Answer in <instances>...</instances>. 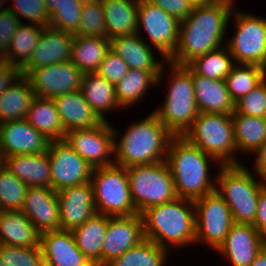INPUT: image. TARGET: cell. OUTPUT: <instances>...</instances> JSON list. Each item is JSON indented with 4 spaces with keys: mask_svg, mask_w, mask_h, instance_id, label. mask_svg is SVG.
<instances>
[{
    "mask_svg": "<svg viewBox=\"0 0 266 266\" xmlns=\"http://www.w3.org/2000/svg\"><path fill=\"white\" fill-rule=\"evenodd\" d=\"M235 1L195 5L191 14L180 22L178 45L167 61L186 66L198 56L226 45L223 40L231 23Z\"/></svg>",
    "mask_w": 266,
    "mask_h": 266,
    "instance_id": "cell-1",
    "label": "cell"
},
{
    "mask_svg": "<svg viewBox=\"0 0 266 266\" xmlns=\"http://www.w3.org/2000/svg\"><path fill=\"white\" fill-rule=\"evenodd\" d=\"M113 131L114 164L125 168L166 161L174 137L153 112L130 124L122 134L114 126Z\"/></svg>",
    "mask_w": 266,
    "mask_h": 266,
    "instance_id": "cell-2",
    "label": "cell"
},
{
    "mask_svg": "<svg viewBox=\"0 0 266 266\" xmlns=\"http://www.w3.org/2000/svg\"><path fill=\"white\" fill-rule=\"evenodd\" d=\"M166 162L174 180L177 197L195 201L216 190V178L211 177L209 167L215 163L219 166L221 164L185 137L172 138Z\"/></svg>",
    "mask_w": 266,
    "mask_h": 266,
    "instance_id": "cell-3",
    "label": "cell"
},
{
    "mask_svg": "<svg viewBox=\"0 0 266 266\" xmlns=\"http://www.w3.org/2000/svg\"><path fill=\"white\" fill-rule=\"evenodd\" d=\"M141 216L144 237L160 247L171 251L170 247L180 250L185 245H194L196 219L192 200L177 197L148 208Z\"/></svg>",
    "mask_w": 266,
    "mask_h": 266,
    "instance_id": "cell-4",
    "label": "cell"
},
{
    "mask_svg": "<svg viewBox=\"0 0 266 266\" xmlns=\"http://www.w3.org/2000/svg\"><path fill=\"white\" fill-rule=\"evenodd\" d=\"M243 165L218 166L215 191L229 206L235 223L253 225L259 194L266 182Z\"/></svg>",
    "mask_w": 266,
    "mask_h": 266,
    "instance_id": "cell-5",
    "label": "cell"
},
{
    "mask_svg": "<svg viewBox=\"0 0 266 266\" xmlns=\"http://www.w3.org/2000/svg\"><path fill=\"white\" fill-rule=\"evenodd\" d=\"M168 91L162 105L153 111L159 121L174 135L183 136L199 114L195 100L192 69L169 62Z\"/></svg>",
    "mask_w": 266,
    "mask_h": 266,
    "instance_id": "cell-6",
    "label": "cell"
},
{
    "mask_svg": "<svg viewBox=\"0 0 266 266\" xmlns=\"http://www.w3.org/2000/svg\"><path fill=\"white\" fill-rule=\"evenodd\" d=\"M191 144L214 157L221 165H239L231 114L199 113L184 133Z\"/></svg>",
    "mask_w": 266,
    "mask_h": 266,
    "instance_id": "cell-7",
    "label": "cell"
},
{
    "mask_svg": "<svg viewBox=\"0 0 266 266\" xmlns=\"http://www.w3.org/2000/svg\"><path fill=\"white\" fill-rule=\"evenodd\" d=\"M130 194L137 214L177 198L174 180L166 161L126 168Z\"/></svg>",
    "mask_w": 266,
    "mask_h": 266,
    "instance_id": "cell-8",
    "label": "cell"
},
{
    "mask_svg": "<svg viewBox=\"0 0 266 266\" xmlns=\"http://www.w3.org/2000/svg\"><path fill=\"white\" fill-rule=\"evenodd\" d=\"M90 182L98 214L110 217L137 214L125 167L112 164L93 168Z\"/></svg>",
    "mask_w": 266,
    "mask_h": 266,
    "instance_id": "cell-9",
    "label": "cell"
},
{
    "mask_svg": "<svg viewBox=\"0 0 266 266\" xmlns=\"http://www.w3.org/2000/svg\"><path fill=\"white\" fill-rule=\"evenodd\" d=\"M234 7V34L226 40L235 64H255L266 69V18Z\"/></svg>",
    "mask_w": 266,
    "mask_h": 266,
    "instance_id": "cell-10",
    "label": "cell"
},
{
    "mask_svg": "<svg viewBox=\"0 0 266 266\" xmlns=\"http://www.w3.org/2000/svg\"><path fill=\"white\" fill-rule=\"evenodd\" d=\"M195 244H205L216 251L235 223L229 206L216 192L196 199Z\"/></svg>",
    "mask_w": 266,
    "mask_h": 266,
    "instance_id": "cell-11",
    "label": "cell"
},
{
    "mask_svg": "<svg viewBox=\"0 0 266 266\" xmlns=\"http://www.w3.org/2000/svg\"><path fill=\"white\" fill-rule=\"evenodd\" d=\"M137 21V34L144 29L147 44L168 60L178 45L180 22L149 0H139Z\"/></svg>",
    "mask_w": 266,
    "mask_h": 266,
    "instance_id": "cell-12",
    "label": "cell"
},
{
    "mask_svg": "<svg viewBox=\"0 0 266 266\" xmlns=\"http://www.w3.org/2000/svg\"><path fill=\"white\" fill-rule=\"evenodd\" d=\"M65 140L92 168L114 164L115 139L110 121L67 132Z\"/></svg>",
    "mask_w": 266,
    "mask_h": 266,
    "instance_id": "cell-13",
    "label": "cell"
},
{
    "mask_svg": "<svg viewBox=\"0 0 266 266\" xmlns=\"http://www.w3.org/2000/svg\"><path fill=\"white\" fill-rule=\"evenodd\" d=\"M47 154L50 160L54 191L91 181L93 168L76 153L65 139L50 141Z\"/></svg>",
    "mask_w": 266,
    "mask_h": 266,
    "instance_id": "cell-14",
    "label": "cell"
},
{
    "mask_svg": "<svg viewBox=\"0 0 266 266\" xmlns=\"http://www.w3.org/2000/svg\"><path fill=\"white\" fill-rule=\"evenodd\" d=\"M83 74L71 61H65L32 69L26 77L35 96L53 99L81 90Z\"/></svg>",
    "mask_w": 266,
    "mask_h": 266,
    "instance_id": "cell-15",
    "label": "cell"
},
{
    "mask_svg": "<svg viewBox=\"0 0 266 266\" xmlns=\"http://www.w3.org/2000/svg\"><path fill=\"white\" fill-rule=\"evenodd\" d=\"M144 239L143 219L140 214L109 216L102 247V266H107Z\"/></svg>",
    "mask_w": 266,
    "mask_h": 266,
    "instance_id": "cell-16",
    "label": "cell"
},
{
    "mask_svg": "<svg viewBox=\"0 0 266 266\" xmlns=\"http://www.w3.org/2000/svg\"><path fill=\"white\" fill-rule=\"evenodd\" d=\"M142 36L143 34L139 36L136 33L114 37L110 39V49L128 64L129 69L151 72L158 79V85L161 86L164 72L166 73L164 69L169 67V62L164 57L159 61L156 60L154 49Z\"/></svg>",
    "mask_w": 266,
    "mask_h": 266,
    "instance_id": "cell-17",
    "label": "cell"
},
{
    "mask_svg": "<svg viewBox=\"0 0 266 266\" xmlns=\"http://www.w3.org/2000/svg\"><path fill=\"white\" fill-rule=\"evenodd\" d=\"M50 141L26 119L0 124V154L2 159L13 155L47 152Z\"/></svg>",
    "mask_w": 266,
    "mask_h": 266,
    "instance_id": "cell-18",
    "label": "cell"
},
{
    "mask_svg": "<svg viewBox=\"0 0 266 266\" xmlns=\"http://www.w3.org/2000/svg\"><path fill=\"white\" fill-rule=\"evenodd\" d=\"M266 240L252 224L234 223L216 252L231 266H250Z\"/></svg>",
    "mask_w": 266,
    "mask_h": 266,
    "instance_id": "cell-19",
    "label": "cell"
},
{
    "mask_svg": "<svg viewBox=\"0 0 266 266\" xmlns=\"http://www.w3.org/2000/svg\"><path fill=\"white\" fill-rule=\"evenodd\" d=\"M57 197L61 230L72 231L97 213L91 182L62 188Z\"/></svg>",
    "mask_w": 266,
    "mask_h": 266,
    "instance_id": "cell-20",
    "label": "cell"
},
{
    "mask_svg": "<svg viewBox=\"0 0 266 266\" xmlns=\"http://www.w3.org/2000/svg\"><path fill=\"white\" fill-rule=\"evenodd\" d=\"M21 211L40 234L61 230L57 191L52 188L28 187Z\"/></svg>",
    "mask_w": 266,
    "mask_h": 266,
    "instance_id": "cell-21",
    "label": "cell"
},
{
    "mask_svg": "<svg viewBox=\"0 0 266 266\" xmlns=\"http://www.w3.org/2000/svg\"><path fill=\"white\" fill-rule=\"evenodd\" d=\"M74 34L54 29L43 28L29 62L20 70L27 75L32 69L59 62L70 61Z\"/></svg>",
    "mask_w": 266,
    "mask_h": 266,
    "instance_id": "cell-22",
    "label": "cell"
},
{
    "mask_svg": "<svg viewBox=\"0 0 266 266\" xmlns=\"http://www.w3.org/2000/svg\"><path fill=\"white\" fill-rule=\"evenodd\" d=\"M45 266H93L77 247L72 231L56 230L40 234Z\"/></svg>",
    "mask_w": 266,
    "mask_h": 266,
    "instance_id": "cell-23",
    "label": "cell"
},
{
    "mask_svg": "<svg viewBox=\"0 0 266 266\" xmlns=\"http://www.w3.org/2000/svg\"><path fill=\"white\" fill-rule=\"evenodd\" d=\"M195 100L199 113L232 114L235 102L232 100L225 80L211 79L192 70Z\"/></svg>",
    "mask_w": 266,
    "mask_h": 266,
    "instance_id": "cell-24",
    "label": "cell"
},
{
    "mask_svg": "<svg viewBox=\"0 0 266 266\" xmlns=\"http://www.w3.org/2000/svg\"><path fill=\"white\" fill-rule=\"evenodd\" d=\"M53 101L66 133L76 129L92 128L102 122L85 100L81 90L64 93L53 98Z\"/></svg>",
    "mask_w": 266,
    "mask_h": 266,
    "instance_id": "cell-25",
    "label": "cell"
},
{
    "mask_svg": "<svg viewBox=\"0 0 266 266\" xmlns=\"http://www.w3.org/2000/svg\"><path fill=\"white\" fill-rule=\"evenodd\" d=\"M3 164L28 187L52 188L47 152L8 156L3 159Z\"/></svg>",
    "mask_w": 266,
    "mask_h": 266,
    "instance_id": "cell-26",
    "label": "cell"
},
{
    "mask_svg": "<svg viewBox=\"0 0 266 266\" xmlns=\"http://www.w3.org/2000/svg\"><path fill=\"white\" fill-rule=\"evenodd\" d=\"M0 244L40 246V233L21 210H0Z\"/></svg>",
    "mask_w": 266,
    "mask_h": 266,
    "instance_id": "cell-27",
    "label": "cell"
},
{
    "mask_svg": "<svg viewBox=\"0 0 266 266\" xmlns=\"http://www.w3.org/2000/svg\"><path fill=\"white\" fill-rule=\"evenodd\" d=\"M138 4L139 0H101L106 38L137 33Z\"/></svg>",
    "mask_w": 266,
    "mask_h": 266,
    "instance_id": "cell-28",
    "label": "cell"
},
{
    "mask_svg": "<svg viewBox=\"0 0 266 266\" xmlns=\"http://www.w3.org/2000/svg\"><path fill=\"white\" fill-rule=\"evenodd\" d=\"M81 91L87 103L102 121L109 120L104 113L120 109L115 85L101 77L98 73H84ZM107 118V119H106Z\"/></svg>",
    "mask_w": 266,
    "mask_h": 266,
    "instance_id": "cell-29",
    "label": "cell"
},
{
    "mask_svg": "<svg viewBox=\"0 0 266 266\" xmlns=\"http://www.w3.org/2000/svg\"><path fill=\"white\" fill-rule=\"evenodd\" d=\"M34 98L29 79L20 74L0 95V124L26 119Z\"/></svg>",
    "mask_w": 266,
    "mask_h": 266,
    "instance_id": "cell-30",
    "label": "cell"
},
{
    "mask_svg": "<svg viewBox=\"0 0 266 266\" xmlns=\"http://www.w3.org/2000/svg\"><path fill=\"white\" fill-rule=\"evenodd\" d=\"M108 220L109 216L96 213L72 230L77 247L93 265L102 266V247Z\"/></svg>",
    "mask_w": 266,
    "mask_h": 266,
    "instance_id": "cell-31",
    "label": "cell"
},
{
    "mask_svg": "<svg viewBox=\"0 0 266 266\" xmlns=\"http://www.w3.org/2000/svg\"><path fill=\"white\" fill-rule=\"evenodd\" d=\"M26 120L49 141L65 139L66 131L53 99L35 96Z\"/></svg>",
    "mask_w": 266,
    "mask_h": 266,
    "instance_id": "cell-32",
    "label": "cell"
},
{
    "mask_svg": "<svg viewBox=\"0 0 266 266\" xmlns=\"http://www.w3.org/2000/svg\"><path fill=\"white\" fill-rule=\"evenodd\" d=\"M109 49L108 38L74 35L70 61L83 73H94Z\"/></svg>",
    "mask_w": 266,
    "mask_h": 266,
    "instance_id": "cell-33",
    "label": "cell"
},
{
    "mask_svg": "<svg viewBox=\"0 0 266 266\" xmlns=\"http://www.w3.org/2000/svg\"><path fill=\"white\" fill-rule=\"evenodd\" d=\"M237 153L241 151L251 156L266 143V118L231 114Z\"/></svg>",
    "mask_w": 266,
    "mask_h": 266,
    "instance_id": "cell-34",
    "label": "cell"
},
{
    "mask_svg": "<svg viewBox=\"0 0 266 266\" xmlns=\"http://www.w3.org/2000/svg\"><path fill=\"white\" fill-rule=\"evenodd\" d=\"M154 85L158 86V79L151 72L129 69L128 73L115 85L120 109L134 107V104L136 106Z\"/></svg>",
    "mask_w": 266,
    "mask_h": 266,
    "instance_id": "cell-35",
    "label": "cell"
},
{
    "mask_svg": "<svg viewBox=\"0 0 266 266\" xmlns=\"http://www.w3.org/2000/svg\"><path fill=\"white\" fill-rule=\"evenodd\" d=\"M44 26L23 22L16 30L9 51L2 57L21 70L30 60Z\"/></svg>",
    "mask_w": 266,
    "mask_h": 266,
    "instance_id": "cell-36",
    "label": "cell"
},
{
    "mask_svg": "<svg viewBox=\"0 0 266 266\" xmlns=\"http://www.w3.org/2000/svg\"><path fill=\"white\" fill-rule=\"evenodd\" d=\"M168 255L169 250L145 238L107 266H165Z\"/></svg>",
    "mask_w": 266,
    "mask_h": 266,
    "instance_id": "cell-37",
    "label": "cell"
},
{
    "mask_svg": "<svg viewBox=\"0 0 266 266\" xmlns=\"http://www.w3.org/2000/svg\"><path fill=\"white\" fill-rule=\"evenodd\" d=\"M266 78V69L255 64H235L224 79L232 100L236 103Z\"/></svg>",
    "mask_w": 266,
    "mask_h": 266,
    "instance_id": "cell-38",
    "label": "cell"
},
{
    "mask_svg": "<svg viewBox=\"0 0 266 266\" xmlns=\"http://www.w3.org/2000/svg\"><path fill=\"white\" fill-rule=\"evenodd\" d=\"M235 65L233 56L226 45L198 56L188 66L198 75L224 80Z\"/></svg>",
    "mask_w": 266,
    "mask_h": 266,
    "instance_id": "cell-39",
    "label": "cell"
},
{
    "mask_svg": "<svg viewBox=\"0 0 266 266\" xmlns=\"http://www.w3.org/2000/svg\"><path fill=\"white\" fill-rule=\"evenodd\" d=\"M28 186L8 170L0 167V210H21Z\"/></svg>",
    "mask_w": 266,
    "mask_h": 266,
    "instance_id": "cell-40",
    "label": "cell"
},
{
    "mask_svg": "<svg viewBox=\"0 0 266 266\" xmlns=\"http://www.w3.org/2000/svg\"><path fill=\"white\" fill-rule=\"evenodd\" d=\"M84 0H63L58 8L49 16L50 27L76 35Z\"/></svg>",
    "mask_w": 266,
    "mask_h": 266,
    "instance_id": "cell-41",
    "label": "cell"
},
{
    "mask_svg": "<svg viewBox=\"0 0 266 266\" xmlns=\"http://www.w3.org/2000/svg\"><path fill=\"white\" fill-rule=\"evenodd\" d=\"M101 0H84L76 35L106 38V25Z\"/></svg>",
    "mask_w": 266,
    "mask_h": 266,
    "instance_id": "cell-42",
    "label": "cell"
},
{
    "mask_svg": "<svg viewBox=\"0 0 266 266\" xmlns=\"http://www.w3.org/2000/svg\"><path fill=\"white\" fill-rule=\"evenodd\" d=\"M3 266H45L41 246L17 247L0 244Z\"/></svg>",
    "mask_w": 266,
    "mask_h": 266,
    "instance_id": "cell-43",
    "label": "cell"
},
{
    "mask_svg": "<svg viewBox=\"0 0 266 266\" xmlns=\"http://www.w3.org/2000/svg\"><path fill=\"white\" fill-rule=\"evenodd\" d=\"M12 3V6L8 9L16 14L21 23L25 18L30 24L44 27L49 25L50 15L47 12L44 0H12Z\"/></svg>",
    "mask_w": 266,
    "mask_h": 266,
    "instance_id": "cell-44",
    "label": "cell"
},
{
    "mask_svg": "<svg viewBox=\"0 0 266 266\" xmlns=\"http://www.w3.org/2000/svg\"><path fill=\"white\" fill-rule=\"evenodd\" d=\"M235 112L246 116L266 118V78L235 103Z\"/></svg>",
    "mask_w": 266,
    "mask_h": 266,
    "instance_id": "cell-45",
    "label": "cell"
},
{
    "mask_svg": "<svg viewBox=\"0 0 266 266\" xmlns=\"http://www.w3.org/2000/svg\"><path fill=\"white\" fill-rule=\"evenodd\" d=\"M128 70V64L114 51L109 49L96 73L116 85L128 73Z\"/></svg>",
    "mask_w": 266,
    "mask_h": 266,
    "instance_id": "cell-46",
    "label": "cell"
},
{
    "mask_svg": "<svg viewBox=\"0 0 266 266\" xmlns=\"http://www.w3.org/2000/svg\"><path fill=\"white\" fill-rule=\"evenodd\" d=\"M21 22L10 9L0 11V56L3 57L10 48L12 38Z\"/></svg>",
    "mask_w": 266,
    "mask_h": 266,
    "instance_id": "cell-47",
    "label": "cell"
},
{
    "mask_svg": "<svg viewBox=\"0 0 266 266\" xmlns=\"http://www.w3.org/2000/svg\"><path fill=\"white\" fill-rule=\"evenodd\" d=\"M179 22L185 20L192 12L195 4L191 0H149Z\"/></svg>",
    "mask_w": 266,
    "mask_h": 266,
    "instance_id": "cell-48",
    "label": "cell"
},
{
    "mask_svg": "<svg viewBox=\"0 0 266 266\" xmlns=\"http://www.w3.org/2000/svg\"><path fill=\"white\" fill-rule=\"evenodd\" d=\"M21 74L20 70L4 58H0V95Z\"/></svg>",
    "mask_w": 266,
    "mask_h": 266,
    "instance_id": "cell-49",
    "label": "cell"
},
{
    "mask_svg": "<svg viewBox=\"0 0 266 266\" xmlns=\"http://www.w3.org/2000/svg\"><path fill=\"white\" fill-rule=\"evenodd\" d=\"M253 226L266 240V186L261 190L257 203V213Z\"/></svg>",
    "mask_w": 266,
    "mask_h": 266,
    "instance_id": "cell-50",
    "label": "cell"
},
{
    "mask_svg": "<svg viewBox=\"0 0 266 266\" xmlns=\"http://www.w3.org/2000/svg\"><path fill=\"white\" fill-rule=\"evenodd\" d=\"M256 157L253 158V170L254 173L263 181L266 182V143L254 154Z\"/></svg>",
    "mask_w": 266,
    "mask_h": 266,
    "instance_id": "cell-51",
    "label": "cell"
},
{
    "mask_svg": "<svg viewBox=\"0 0 266 266\" xmlns=\"http://www.w3.org/2000/svg\"><path fill=\"white\" fill-rule=\"evenodd\" d=\"M250 266H266V245L260 250Z\"/></svg>",
    "mask_w": 266,
    "mask_h": 266,
    "instance_id": "cell-52",
    "label": "cell"
},
{
    "mask_svg": "<svg viewBox=\"0 0 266 266\" xmlns=\"http://www.w3.org/2000/svg\"><path fill=\"white\" fill-rule=\"evenodd\" d=\"M63 0H44L45 7L49 15H51Z\"/></svg>",
    "mask_w": 266,
    "mask_h": 266,
    "instance_id": "cell-53",
    "label": "cell"
},
{
    "mask_svg": "<svg viewBox=\"0 0 266 266\" xmlns=\"http://www.w3.org/2000/svg\"><path fill=\"white\" fill-rule=\"evenodd\" d=\"M195 5H201V4H211L218 2L220 0H191Z\"/></svg>",
    "mask_w": 266,
    "mask_h": 266,
    "instance_id": "cell-54",
    "label": "cell"
},
{
    "mask_svg": "<svg viewBox=\"0 0 266 266\" xmlns=\"http://www.w3.org/2000/svg\"><path fill=\"white\" fill-rule=\"evenodd\" d=\"M9 0H0V11H3V10H6V9H8V7L9 6H5V3L6 4H8L7 2H8ZM5 6V7H4ZM4 7V8H3Z\"/></svg>",
    "mask_w": 266,
    "mask_h": 266,
    "instance_id": "cell-55",
    "label": "cell"
},
{
    "mask_svg": "<svg viewBox=\"0 0 266 266\" xmlns=\"http://www.w3.org/2000/svg\"><path fill=\"white\" fill-rule=\"evenodd\" d=\"M3 165V159H2V156L0 154V167Z\"/></svg>",
    "mask_w": 266,
    "mask_h": 266,
    "instance_id": "cell-56",
    "label": "cell"
},
{
    "mask_svg": "<svg viewBox=\"0 0 266 266\" xmlns=\"http://www.w3.org/2000/svg\"><path fill=\"white\" fill-rule=\"evenodd\" d=\"M0 266H3V263H2V261H1V258H0Z\"/></svg>",
    "mask_w": 266,
    "mask_h": 266,
    "instance_id": "cell-57",
    "label": "cell"
}]
</instances>
